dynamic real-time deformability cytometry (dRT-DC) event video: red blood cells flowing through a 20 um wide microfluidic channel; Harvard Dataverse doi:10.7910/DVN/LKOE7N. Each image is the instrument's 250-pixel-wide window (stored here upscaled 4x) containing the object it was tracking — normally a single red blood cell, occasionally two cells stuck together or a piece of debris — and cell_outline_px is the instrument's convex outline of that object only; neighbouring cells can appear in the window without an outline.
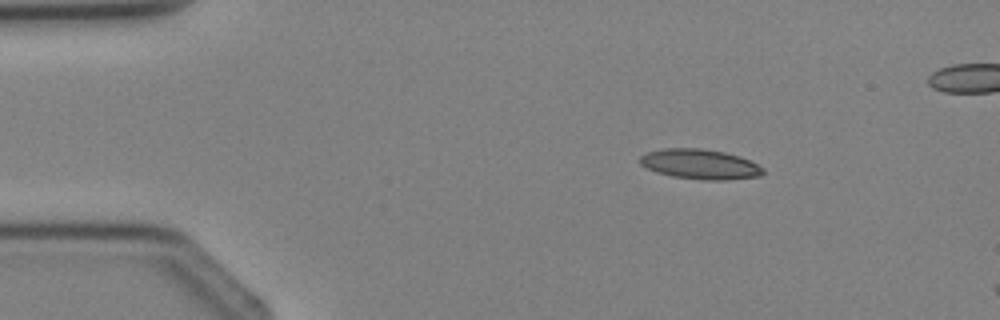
{"species": "Egyptian fruit bat (a non-hibernating species)", "species_latin": "Rousettus aegyptiacus", "temperature_condition": "cold", "stored_images_in_passage": 3, "camera_frame_rate_fps": 3000, "um_per_image_px": 0.085, "animal": {"sex": "female"}, "frame": {"image": 1, "passage_image": 1, "time_ms": 0.0, "image_size_px": [1000, 320], "cell_outline_px": [[764, 172], [760, 176], [724, 180], [704, 180], [672, 176], [656, 172], [640, 164], [636, 160], [640, 156], [648, 152], [664, 148], [700, 148], [724, 152], [740, 156], [764, 168]], "centroid_in_image_um": [59.47, 13.95], "position_along_channel_um": 25.5, "area_um2": 21.5}}